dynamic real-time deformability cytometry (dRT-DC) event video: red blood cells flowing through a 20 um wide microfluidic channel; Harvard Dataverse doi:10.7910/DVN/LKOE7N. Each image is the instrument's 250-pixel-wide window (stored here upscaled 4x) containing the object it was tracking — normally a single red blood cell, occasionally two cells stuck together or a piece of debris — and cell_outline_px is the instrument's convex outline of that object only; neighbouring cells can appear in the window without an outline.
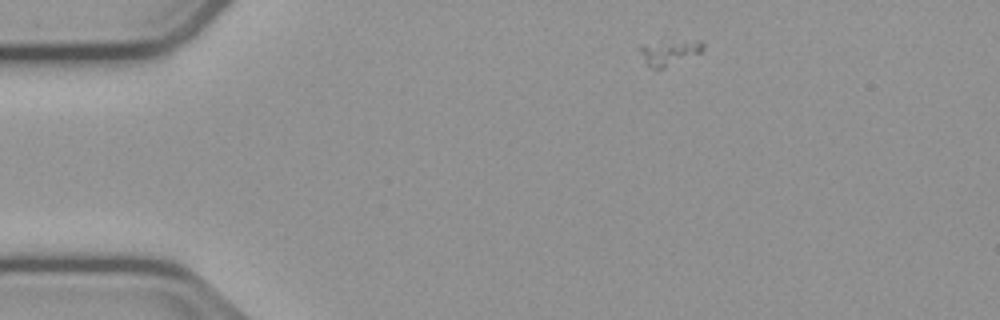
{"species": "common noctule bat (a hibernating species)", "species_latin": "Nyctalus noctula", "temperature_condition": "cold", "stored_images_in_passage": 9, "segment_of_instrument_passage": [1, 2], "camera_frame_rate_fps": 3000, "um_per_image_px": 0.085, "animal": {"sex": "male", "body_mass_g": 23.1, "forearm_length_mm": 52.7}, "frame": {"image": 1, "passage_image": 2, "time_ms": 0.333, "image_size_px": [1000, 320], "cell_outline_px": [[704, 48], [700, 52], [664, 68], [652, 68], [648, 64], [640, 52], [640, 48], [644, 44], [664, 36], [700, 40], [704, 44]], "centroid_in_image_um": [56.92, 4.32], "position_along_channel_um": 28.1, "area_um2": 10.0}}